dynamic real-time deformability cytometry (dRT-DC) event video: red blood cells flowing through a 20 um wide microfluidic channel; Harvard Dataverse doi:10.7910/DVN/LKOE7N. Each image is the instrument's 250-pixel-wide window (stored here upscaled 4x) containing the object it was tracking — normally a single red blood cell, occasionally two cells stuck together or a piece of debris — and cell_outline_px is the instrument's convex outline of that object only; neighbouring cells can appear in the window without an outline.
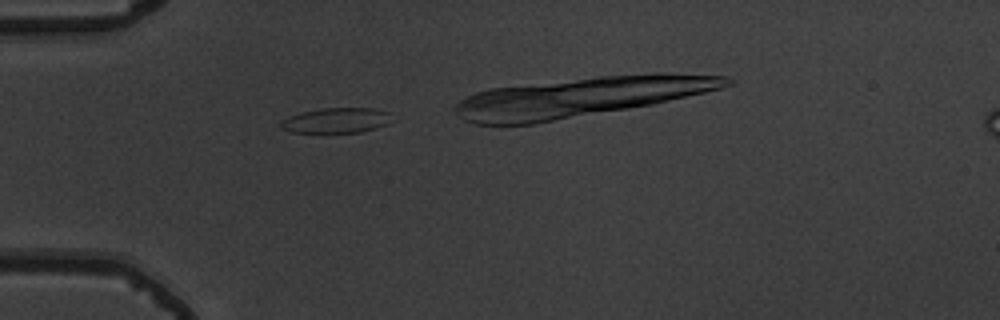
{"species": "common noctule bat (a hibernating species)", "species_latin": "Nyctalus noctula", "temperature_condition": "warm", "stored_images_in_passage": 15, "camera_frame_rate_fps": 3000, "um_per_image_px": 0.085, "animal": {"sex": "male", "body_mass_g": 19.5, "forearm_length_mm": 54.6}, "frame": {"image": 1, "passage_image": 5, "time_ms": 1.333, "image_size_px": [1000, 320], "cell_outline_px": [[388, 124], [376, 128], [360, 132], [292, 132], [280, 128], [280, 124], [288, 116], [300, 112], [320, 108], [372, 108], [388, 112]], "centroid_in_image_um": [28.54, 10.23], "position_along_channel_um": 56.5, "area_um2": 16.07}}
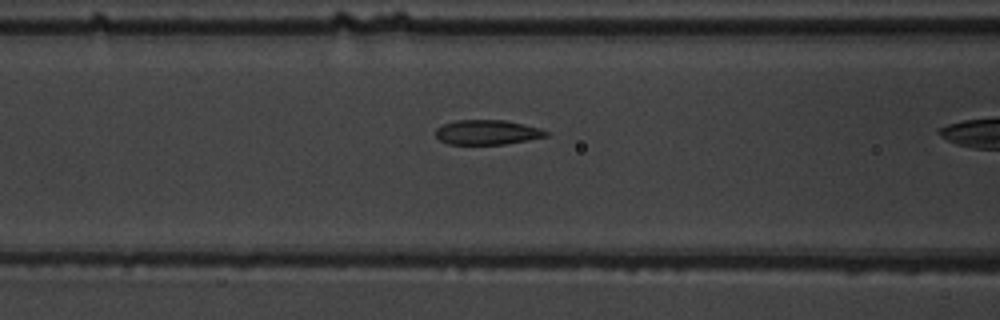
{"frame": {"image": 2, "passage_image": 11, "time_ms": 3.333, "image_size_px": [1000, 320], "cell_outline_px": [[548, 136], [528, 140], [504, 144], [448, 144], [440, 140], [436, 136], [436, 128], [444, 124], [456, 120], [504, 120], [524, 124], [540, 128], [548, 132]], "centroid_in_image_um": [41.41, 11.24], "position_along_channel_um": 125.2, "area_um2": 15.84}}